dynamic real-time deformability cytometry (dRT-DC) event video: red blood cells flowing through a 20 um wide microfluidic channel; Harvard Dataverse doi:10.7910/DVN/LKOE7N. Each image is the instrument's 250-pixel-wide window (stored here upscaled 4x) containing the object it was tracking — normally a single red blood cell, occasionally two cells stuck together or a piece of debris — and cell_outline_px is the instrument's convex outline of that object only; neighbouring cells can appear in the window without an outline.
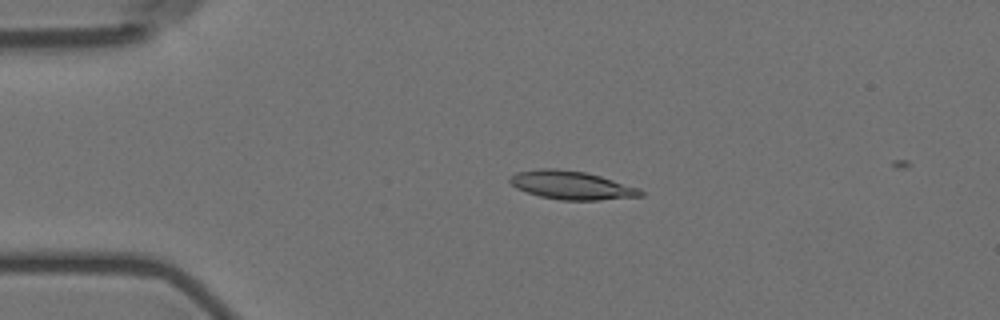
{"species": "Egyptian fruit bat (a non-hibernating species)", "species_latin": "Rousettus aegyptiacus", "temperature_condition": "room temperature", "stored_images_in_passage": 5, "camera_frame_rate_fps": 3000, "um_per_image_px": 0.085, "animal": {"sex": "female"}, "frame": {"image": 1, "passage_image": 4, "time_ms": 3.333, "image_size_px": [1000, 320], "cell_outline_px": [[644, 196], [600, 200], [560, 200], [540, 196], [516, 188], [508, 180], [516, 172], [540, 168], [556, 168], [584, 172], [600, 176], [640, 188], [644, 192]], "centroid_in_image_um": [48.6, 15.74], "position_along_channel_um": 36.4, "area_um2": 21.62}}